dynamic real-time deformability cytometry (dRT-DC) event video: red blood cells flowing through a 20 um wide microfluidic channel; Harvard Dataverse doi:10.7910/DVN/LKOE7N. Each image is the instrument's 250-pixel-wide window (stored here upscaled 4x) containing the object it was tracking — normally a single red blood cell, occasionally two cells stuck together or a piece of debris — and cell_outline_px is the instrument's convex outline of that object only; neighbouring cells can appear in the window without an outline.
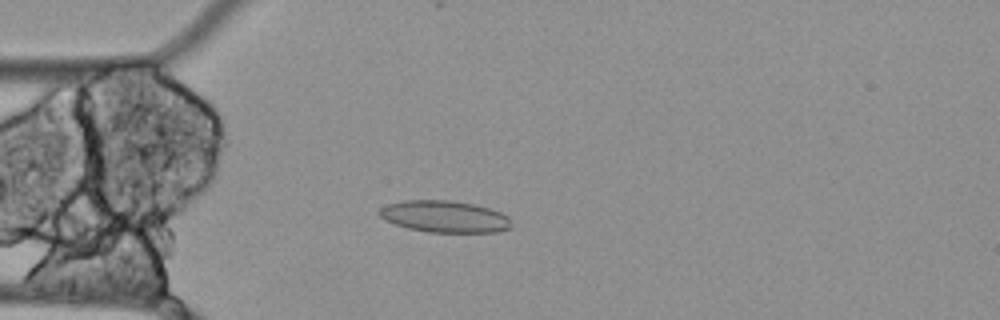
{"species": "Egyptian fruit bat (a non-hibernating species)", "species_latin": "Rousettus aegyptiacus", "temperature_condition": "cold", "stored_images_in_passage": 20, "camera_frame_rate_fps": 3000, "um_per_image_px": 0.085, "animal": {"sex": "female"}, "frame": {"image": 1, "passage_image": 3, "time_ms": 0.667, "image_size_px": [1000, 320], "cell_outline_px": [[512, 228], [496, 232], [428, 232], [408, 228], [384, 220], [376, 212], [380, 208], [388, 204], [404, 200], [448, 200], [472, 204], [488, 208], [500, 212], [508, 216]], "centroid_in_image_um": [37.77, 18.41], "position_along_channel_um": 47.2, "area_um2": 24.39}}
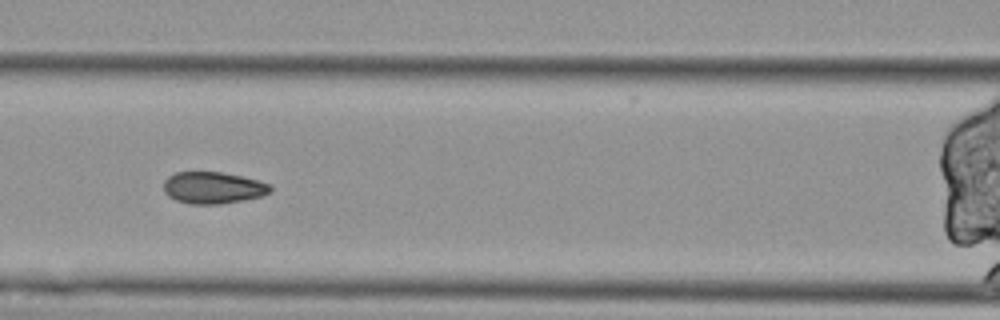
{"frame": {"image": 2, "passage_image": 12, "time_ms": 3.667, "image_size_px": [1000, 320], "cell_outline_px": [[272, 192], [264, 196], [244, 200], [220, 204], [188, 204], [176, 200], [168, 196], [164, 192], [164, 180], [168, 176], [176, 172], [220, 172], [240, 176], [272, 184]], "centroid_in_image_um": [18.13, 15.97], "position_along_channel_um": 148.5, "area_um2": 19.94}}
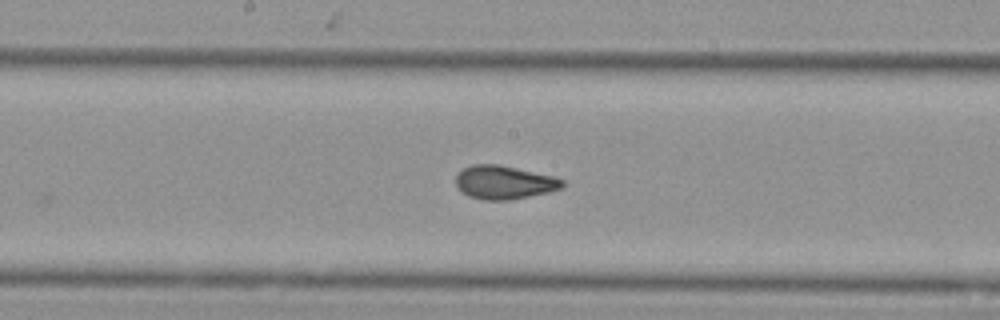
{"frame": {"image": 3, "passage_image": 17, "time_ms": 5.333, "image_size_px": [1000, 320], "cell_outline_px": [[564, 184], [560, 188], [548, 192], [508, 200], [484, 200], [468, 196], [456, 184], [456, 176], [464, 168], [472, 164], [500, 164], [552, 176], [564, 180]], "centroid_in_image_um": [42.84, 15.49], "position_along_channel_um": 205.4, "area_um2": 20.52}}